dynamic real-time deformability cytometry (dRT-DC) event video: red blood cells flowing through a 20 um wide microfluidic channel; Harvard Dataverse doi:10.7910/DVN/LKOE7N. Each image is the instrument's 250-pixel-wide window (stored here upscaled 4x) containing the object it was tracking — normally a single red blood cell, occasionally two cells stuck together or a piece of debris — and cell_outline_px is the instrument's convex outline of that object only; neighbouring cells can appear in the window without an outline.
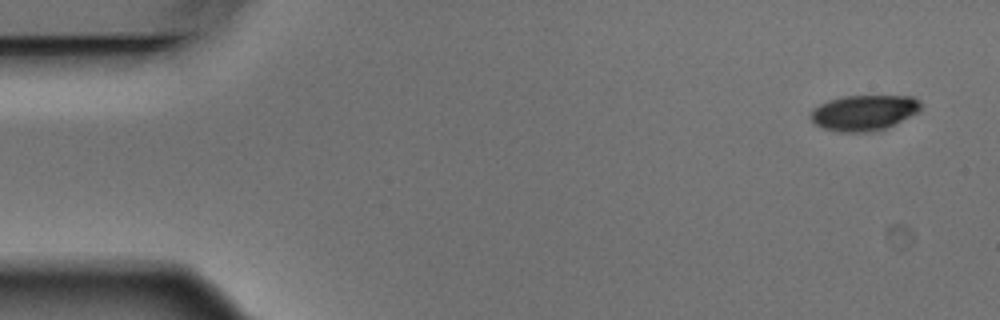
{"species": "Egyptian fruit bat (a non-hibernating species)", "species_latin": "Rousettus aegyptiacus", "temperature_condition": "warm", "stored_images_in_passage": 5, "camera_frame_rate_fps": 3000, "um_per_image_px": 0.085, "animal": {"sex": "male"}, "frame": {"image": 1, "passage_image": 5, "time_ms": 1.333, "image_size_px": [1000, 320], "cell_outline_px": [[924, 104], [916, 112], [884, 128], [872, 132], [836, 132], [824, 128], [816, 124], [812, 120], [812, 108], [828, 100], [844, 96], [916, 96]], "centroid_in_image_um": [73.43, 9.56], "position_along_channel_um": 11.6, "area_um2": 22.6}}